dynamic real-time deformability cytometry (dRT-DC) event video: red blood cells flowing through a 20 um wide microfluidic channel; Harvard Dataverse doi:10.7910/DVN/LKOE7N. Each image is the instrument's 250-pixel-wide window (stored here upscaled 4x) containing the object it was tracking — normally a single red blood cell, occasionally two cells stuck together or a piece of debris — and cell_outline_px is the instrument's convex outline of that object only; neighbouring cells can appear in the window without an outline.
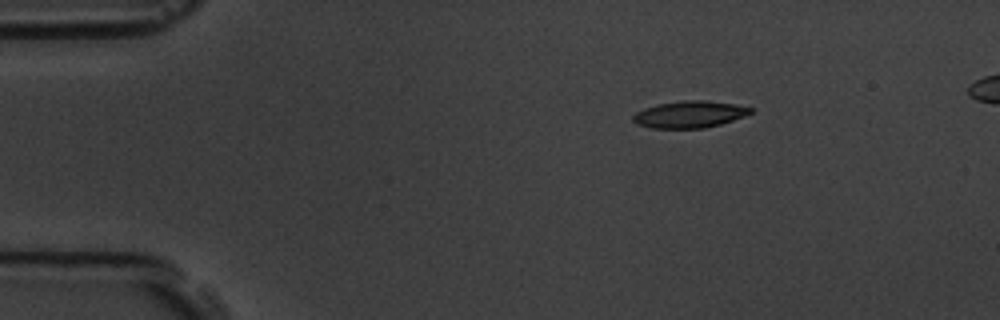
{"species": "common noctule bat (a hibernating species)", "species_latin": "Nyctalus noctula", "temperature_condition": "room temperature", "stored_images_in_passage": 3, "segment_of_instrument_passage": [1, 2], "camera_frame_rate_fps": 3000, "um_per_image_px": 0.085, "animal": {"sex": "male", "body_mass_g": 19.5, "forearm_length_mm": 54.6}, "frame": {"image": 1, "passage_image": 1, "time_ms": 0.0, "image_size_px": [1000, 320], "cell_outline_px": [[752, 112], [744, 116], [720, 124], [704, 128], [652, 128], [636, 124], [632, 120], [632, 116], [636, 112], [644, 108], [656, 104], [684, 100], [704, 100], [736, 104], [752, 108]], "centroid_in_image_um": [58.58, 9.71], "position_along_channel_um": 26.4, "area_um2": 18.38}}